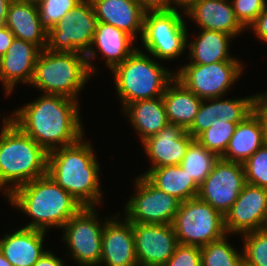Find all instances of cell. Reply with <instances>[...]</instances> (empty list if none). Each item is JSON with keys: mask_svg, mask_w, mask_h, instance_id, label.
I'll list each match as a JSON object with an SVG mask.
<instances>
[{"mask_svg": "<svg viewBox=\"0 0 267 266\" xmlns=\"http://www.w3.org/2000/svg\"><path fill=\"white\" fill-rule=\"evenodd\" d=\"M78 108L77 100L42 94L17 109L9 119L48 153L84 136Z\"/></svg>", "mask_w": 267, "mask_h": 266, "instance_id": "cell-1", "label": "cell"}, {"mask_svg": "<svg viewBox=\"0 0 267 266\" xmlns=\"http://www.w3.org/2000/svg\"><path fill=\"white\" fill-rule=\"evenodd\" d=\"M99 170L93 147L83 137L47 154V174L83 207H95L103 199Z\"/></svg>", "mask_w": 267, "mask_h": 266, "instance_id": "cell-2", "label": "cell"}, {"mask_svg": "<svg viewBox=\"0 0 267 266\" xmlns=\"http://www.w3.org/2000/svg\"><path fill=\"white\" fill-rule=\"evenodd\" d=\"M7 198L13 206L32 218L25 228L43 231L52 226L62 228L83 208L48 174L15 188Z\"/></svg>", "mask_w": 267, "mask_h": 266, "instance_id": "cell-3", "label": "cell"}, {"mask_svg": "<svg viewBox=\"0 0 267 266\" xmlns=\"http://www.w3.org/2000/svg\"><path fill=\"white\" fill-rule=\"evenodd\" d=\"M2 124L0 190L5 189L3 193L7 196L15 188L47 174L48 153L8 117Z\"/></svg>", "mask_w": 267, "mask_h": 266, "instance_id": "cell-4", "label": "cell"}, {"mask_svg": "<svg viewBox=\"0 0 267 266\" xmlns=\"http://www.w3.org/2000/svg\"><path fill=\"white\" fill-rule=\"evenodd\" d=\"M92 76L85 54L43 49L36 61L31 85L44 94L78 100L79 91Z\"/></svg>", "mask_w": 267, "mask_h": 266, "instance_id": "cell-5", "label": "cell"}, {"mask_svg": "<svg viewBox=\"0 0 267 266\" xmlns=\"http://www.w3.org/2000/svg\"><path fill=\"white\" fill-rule=\"evenodd\" d=\"M111 71L123 109L137 100L161 97L167 84L175 77V73L162 67L138 48Z\"/></svg>", "mask_w": 267, "mask_h": 266, "instance_id": "cell-6", "label": "cell"}, {"mask_svg": "<svg viewBox=\"0 0 267 266\" xmlns=\"http://www.w3.org/2000/svg\"><path fill=\"white\" fill-rule=\"evenodd\" d=\"M172 225L183 245L203 247L227 234L224 216L198 197L180 203Z\"/></svg>", "mask_w": 267, "mask_h": 266, "instance_id": "cell-7", "label": "cell"}, {"mask_svg": "<svg viewBox=\"0 0 267 266\" xmlns=\"http://www.w3.org/2000/svg\"><path fill=\"white\" fill-rule=\"evenodd\" d=\"M179 10L147 11L141 36L145 50L161 60L175 59L187 47V28Z\"/></svg>", "mask_w": 267, "mask_h": 266, "instance_id": "cell-8", "label": "cell"}, {"mask_svg": "<svg viewBox=\"0 0 267 266\" xmlns=\"http://www.w3.org/2000/svg\"><path fill=\"white\" fill-rule=\"evenodd\" d=\"M98 23L91 1L82 0L48 31L46 49L51 52H80L86 55Z\"/></svg>", "mask_w": 267, "mask_h": 266, "instance_id": "cell-9", "label": "cell"}, {"mask_svg": "<svg viewBox=\"0 0 267 266\" xmlns=\"http://www.w3.org/2000/svg\"><path fill=\"white\" fill-rule=\"evenodd\" d=\"M240 61L187 64L174 74L186 88L202 100L223 97L243 72Z\"/></svg>", "mask_w": 267, "mask_h": 266, "instance_id": "cell-10", "label": "cell"}, {"mask_svg": "<svg viewBox=\"0 0 267 266\" xmlns=\"http://www.w3.org/2000/svg\"><path fill=\"white\" fill-rule=\"evenodd\" d=\"M94 207H83L62 227L71 257L81 266H98L104 223L101 225Z\"/></svg>", "mask_w": 267, "mask_h": 266, "instance_id": "cell-11", "label": "cell"}, {"mask_svg": "<svg viewBox=\"0 0 267 266\" xmlns=\"http://www.w3.org/2000/svg\"><path fill=\"white\" fill-rule=\"evenodd\" d=\"M136 194L125 205L131 223L173 224L180 201L156 188L144 175L135 179Z\"/></svg>", "mask_w": 267, "mask_h": 266, "instance_id": "cell-12", "label": "cell"}, {"mask_svg": "<svg viewBox=\"0 0 267 266\" xmlns=\"http://www.w3.org/2000/svg\"><path fill=\"white\" fill-rule=\"evenodd\" d=\"M245 184L243 164L219 158L199 186L197 197L225 216Z\"/></svg>", "mask_w": 267, "mask_h": 266, "instance_id": "cell-13", "label": "cell"}, {"mask_svg": "<svg viewBox=\"0 0 267 266\" xmlns=\"http://www.w3.org/2000/svg\"><path fill=\"white\" fill-rule=\"evenodd\" d=\"M267 223V189L246 183L224 216L227 235L264 229Z\"/></svg>", "mask_w": 267, "mask_h": 266, "instance_id": "cell-14", "label": "cell"}, {"mask_svg": "<svg viewBox=\"0 0 267 266\" xmlns=\"http://www.w3.org/2000/svg\"><path fill=\"white\" fill-rule=\"evenodd\" d=\"M139 266H163L178 245L172 224L133 223Z\"/></svg>", "mask_w": 267, "mask_h": 266, "instance_id": "cell-15", "label": "cell"}, {"mask_svg": "<svg viewBox=\"0 0 267 266\" xmlns=\"http://www.w3.org/2000/svg\"><path fill=\"white\" fill-rule=\"evenodd\" d=\"M117 216L118 214L114 215V218H106V222H104L100 264L139 266L135 251L133 223L126 218L120 222L116 219Z\"/></svg>", "mask_w": 267, "mask_h": 266, "instance_id": "cell-16", "label": "cell"}, {"mask_svg": "<svg viewBox=\"0 0 267 266\" xmlns=\"http://www.w3.org/2000/svg\"><path fill=\"white\" fill-rule=\"evenodd\" d=\"M255 96L226 99L222 97L202 100L198 113L187 132L196 139L211 124L240 123L253 112ZM208 102H210L208 104ZM207 103V104H206Z\"/></svg>", "mask_w": 267, "mask_h": 266, "instance_id": "cell-17", "label": "cell"}, {"mask_svg": "<svg viewBox=\"0 0 267 266\" xmlns=\"http://www.w3.org/2000/svg\"><path fill=\"white\" fill-rule=\"evenodd\" d=\"M41 51L39 46L31 42L14 38L0 58V81L4 84L6 95H10L19 81L31 84Z\"/></svg>", "mask_w": 267, "mask_h": 266, "instance_id": "cell-18", "label": "cell"}, {"mask_svg": "<svg viewBox=\"0 0 267 266\" xmlns=\"http://www.w3.org/2000/svg\"><path fill=\"white\" fill-rule=\"evenodd\" d=\"M193 139L182 127L169 123L156 135L144 140L145 154L153 164L150 169L180 165Z\"/></svg>", "mask_w": 267, "mask_h": 266, "instance_id": "cell-19", "label": "cell"}, {"mask_svg": "<svg viewBox=\"0 0 267 266\" xmlns=\"http://www.w3.org/2000/svg\"><path fill=\"white\" fill-rule=\"evenodd\" d=\"M135 39L123 30L117 29L111 24L99 22L96 32L93 34L90 50L85 55L91 74L95 73L96 69L92 65V59L96 57V52L92 48L94 45L106 58L105 63L110 70L116 65L127 59L137 48H132Z\"/></svg>", "mask_w": 267, "mask_h": 266, "instance_id": "cell-20", "label": "cell"}, {"mask_svg": "<svg viewBox=\"0 0 267 266\" xmlns=\"http://www.w3.org/2000/svg\"><path fill=\"white\" fill-rule=\"evenodd\" d=\"M95 16L136 39L143 33L145 10L138 0H90Z\"/></svg>", "mask_w": 267, "mask_h": 266, "instance_id": "cell-21", "label": "cell"}, {"mask_svg": "<svg viewBox=\"0 0 267 266\" xmlns=\"http://www.w3.org/2000/svg\"><path fill=\"white\" fill-rule=\"evenodd\" d=\"M185 15L201 29L227 33L234 38L245 29L237 20L229 0H199Z\"/></svg>", "mask_w": 267, "mask_h": 266, "instance_id": "cell-22", "label": "cell"}, {"mask_svg": "<svg viewBox=\"0 0 267 266\" xmlns=\"http://www.w3.org/2000/svg\"><path fill=\"white\" fill-rule=\"evenodd\" d=\"M46 231L19 228L0 239V251L13 266H33L46 252L43 241Z\"/></svg>", "mask_w": 267, "mask_h": 266, "instance_id": "cell-23", "label": "cell"}, {"mask_svg": "<svg viewBox=\"0 0 267 266\" xmlns=\"http://www.w3.org/2000/svg\"><path fill=\"white\" fill-rule=\"evenodd\" d=\"M162 99L169 123L187 131L198 113L202 99L175 77L167 84Z\"/></svg>", "mask_w": 267, "mask_h": 266, "instance_id": "cell-24", "label": "cell"}, {"mask_svg": "<svg viewBox=\"0 0 267 266\" xmlns=\"http://www.w3.org/2000/svg\"><path fill=\"white\" fill-rule=\"evenodd\" d=\"M5 25L15 38L46 48L48 31L39 22L38 6L12 0Z\"/></svg>", "mask_w": 267, "mask_h": 266, "instance_id": "cell-25", "label": "cell"}, {"mask_svg": "<svg viewBox=\"0 0 267 266\" xmlns=\"http://www.w3.org/2000/svg\"><path fill=\"white\" fill-rule=\"evenodd\" d=\"M123 111L138 131L141 142L156 135L169 124L162 96L131 102Z\"/></svg>", "mask_w": 267, "mask_h": 266, "instance_id": "cell-26", "label": "cell"}, {"mask_svg": "<svg viewBox=\"0 0 267 266\" xmlns=\"http://www.w3.org/2000/svg\"><path fill=\"white\" fill-rule=\"evenodd\" d=\"M264 144L262 124L256 114L252 112L238 123L221 158L243 164Z\"/></svg>", "mask_w": 267, "mask_h": 266, "instance_id": "cell-27", "label": "cell"}, {"mask_svg": "<svg viewBox=\"0 0 267 266\" xmlns=\"http://www.w3.org/2000/svg\"><path fill=\"white\" fill-rule=\"evenodd\" d=\"M144 175L156 188L180 202L197 197L199 185L180 165L149 169Z\"/></svg>", "mask_w": 267, "mask_h": 266, "instance_id": "cell-28", "label": "cell"}, {"mask_svg": "<svg viewBox=\"0 0 267 266\" xmlns=\"http://www.w3.org/2000/svg\"><path fill=\"white\" fill-rule=\"evenodd\" d=\"M199 36L187 45L189 64H206L223 61H238L229 54L232 35L214 30L201 29Z\"/></svg>", "mask_w": 267, "mask_h": 266, "instance_id": "cell-29", "label": "cell"}, {"mask_svg": "<svg viewBox=\"0 0 267 266\" xmlns=\"http://www.w3.org/2000/svg\"><path fill=\"white\" fill-rule=\"evenodd\" d=\"M219 157L205 148L197 139L189 144L180 166L200 186L212 171Z\"/></svg>", "mask_w": 267, "mask_h": 266, "instance_id": "cell-30", "label": "cell"}, {"mask_svg": "<svg viewBox=\"0 0 267 266\" xmlns=\"http://www.w3.org/2000/svg\"><path fill=\"white\" fill-rule=\"evenodd\" d=\"M227 236L200 247L201 266H244L243 253L228 243Z\"/></svg>", "mask_w": 267, "mask_h": 266, "instance_id": "cell-31", "label": "cell"}, {"mask_svg": "<svg viewBox=\"0 0 267 266\" xmlns=\"http://www.w3.org/2000/svg\"><path fill=\"white\" fill-rule=\"evenodd\" d=\"M238 123L224 122L211 124L196 139L209 151L221 158L228 146V143L235 132Z\"/></svg>", "mask_w": 267, "mask_h": 266, "instance_id": "cell-32", "label": "cell"}, {"mask_svg": "<svg viewBox=\"0 0 267 266\" xmlns=\"http://www.w3.org/2000/svg\"><path fill=\"white\" fill-rule=\"evenodd\" d=\"M242 238L244 266H267V231L247 232Z\"/></svg>", "mask_w": 267, "mask_h": 266, "instance_id": "cell-33", "label": "cell"}, {"mask_svg": "<svg viewBox=\"0 0 267 266\" xmlns=\"http://www.w3.org/2000/svg\"><path fill=\"white\" fill-rule=\"evenodd\" d=\"M82 0H43L38 6L39 22L49 31Z\"/></svg>", "mask_w": 267, "mask_h": 266, "instance_id": "cell-34", "label": "cell"}, {"mask_svg": "<svg viewBox=\"0 0 267 266\" xmlns=\"http://www.w3.org/2000/svg\"><path fill=\"white\" fill-rule=\"evenodd\" d=\"M243 167L246 183L267 189V144L249 157Z\"/></svg>", "mask_w": 267, "mask_h": 266, "instance_id": "cell-35", "label": "cell"}, {"mask_svg": "<svg viewBox=\"0 0 267 266\" xmlns=\"http://www.w3.org/2000/svg\"><path fill=\"white\" fill-rule=\"evenodd\" d=\"M235 16L244 28H248L262 13L266 0H230Z\"/></svg>", "mask_w": 267, "mask_h": 266, "instance_id": "cell-36", "label": "cell"}, {"mask_svg": "<svg viewBox=\"0 0 267 266\" xmlns=\"http://www.w3.org/2000/svg\"><path fill=\"white\" fill-rule=\"evenodd\" d=\"M163 266H201L200 247L178 244Z\"/></svg>", "mask_w": 267, "mask_h": 266, "instance_id": "cell-37", "label": "cell"}, {"mask_svg": "<svg viewBox=\"0 0 267 266\" xmlns=\"http://www.w3.org/2000/svg\"><path fill=\"white\" fill-rule=\"evenodd\" d=\"M253 112L259 118L265 143L267 144V93L256 94L253 102Z\"/></svg>", "mask_w": 267, "mask_h": 266, "instance_id": "cell-38", "label": "cell"}, {"mask_svg": "<svg viewBox=\"0 0 267 266\" xmlns=\"http://www.w3.org/2000/svg\"><path fill=\"white\" fill-rule=\"evenodd\" d=\"M249 28H252L257 38L267 43V5Z\"/></svg>", "mask_w": 267, "mask_h": 266, "instance_id": "cell-39", "label": "cell"}, {"mask_svg": "<svg viewBox=\"0 0 267 266\" xmlns=\"http://www.w3.org/2000/svg\"><path fill=\"white\" fill-rule=\"evenodd\" d=\"M147 11H171V0H138Z\"/></svg>", "mask_w": 267, "mask_h": 266, "instance_id": "cell-40", "label": "cell"}, {"mask_svg": "<svg viewBox=\"0 0 267 266\" xmlns=\"http://www.w3.org/2000/svg\"><path fill=\"white\" fill-rule=\"evenodd\" d=\"M14 38V34L9 30L6 25L0 26V58L6 53L7 49L11 46Z\"/></svg>", "mask_w": 267, "mask_h": 266, "instance_id": "cell-41", "label": "cell"}, {"mask_svg": "<svg viewBox=\"0 0 267 266\" xmlns=\"http://www.w3.org/2000/svg\"><path fill=\"white\" fill-rule=\"evenodd\" d=\"M33 266H65V263H63L62 259L57 258V256L48 250Z\"/></svg>", "mask_w": 267, "mask_h": 266, "instance_id": "cell-42", "label": "cell"}, {"mask_svg": "<svg viewBox=\"0 0 267 266\" xmlns=\"http://www.w3.org/2000/svg\"><path fill=\"white\" fill-rule=\"evenodd\" d=\"M199 0H171V11L172 10H178L175 6L183 7L184 14L193 6L195 5ZM173 5V6H172Z\"/></svg>", "mask_w": 267, "mask_h": 266, "instance_id": "cell-43", "label": "cell"}, {"mask_svg": "<svg viewBox=\"0 0 267 266\" xmlns=\"http://www.w3.org/2000/svg\"><path fill=\"white\" fill-rule=\"evenodd\" d=\"M12 0H0V26L6 24L8 8Z\"/></svg>", "mask_w": 267, "mask_h": 266, "instance_id": "cell-44", "label": "cell"}, {"mask_svg": "<svg viewBox=\"0 0 267 266\" xmlns=\"http://www.w3.org/2000/svg\"><path fill=\"white\" fill-rule=\"evenodd\" d=\"M14 1L24 2L35 6H39L43 2V0H14Z\"/></svg>", "mask_w": 267, "mask_h": 266, "instance_id": "cell-45", "label": "cell"}, {"mask_svg": "<svg viewBox=\"0 0 267 266\" xmlns=\"http://www.w3.org/2000/svg\"><path fill=\"white\" fill-rule=\"evenodd\" d=\"M0 266H13L0 251Z\"/></svg>", "mask_w": 267, "mask_h": 266, "instance_id": "cell-46", "label": "cell"}]
</instances>
